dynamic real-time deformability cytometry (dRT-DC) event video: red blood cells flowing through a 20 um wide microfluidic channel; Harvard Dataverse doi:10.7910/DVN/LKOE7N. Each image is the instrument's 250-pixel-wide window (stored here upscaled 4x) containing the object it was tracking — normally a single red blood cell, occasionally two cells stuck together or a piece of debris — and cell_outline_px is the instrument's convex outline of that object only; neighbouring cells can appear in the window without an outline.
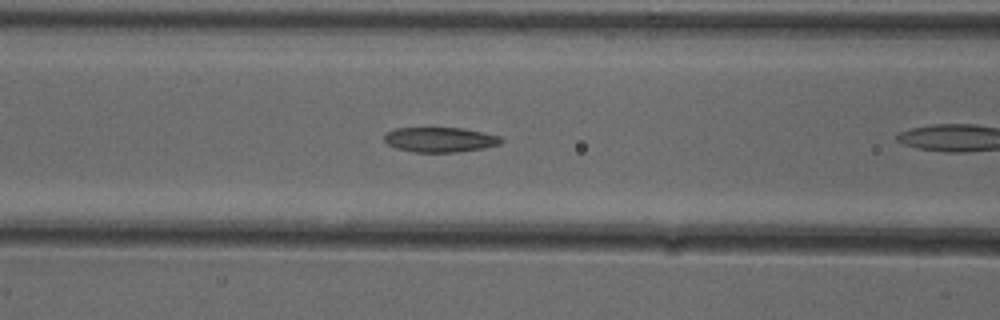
{"species": "common noctule bat (a hibernating species)", "species_latin": "Nyctalus noctula", "temperature_condition": "cold", "stored_images_in_passage": 7, "camera_frame_rate_fps": 3000, "um_per_image_px": 0.085, "animal": {"sex": "female"}, "frame": {"image": 1, "passage_image": 6, "time_ms": 1.667, "image_size_px": [1000, 320], "cell_outline_px": [[504, 140], [500, 144], [484, 148], [456, 152], [412, 152], [396, 148], [388, 144], [384, 140], [384, 136], [388, 132], [396, 128], [464, 128], [500, 136]], "centroid_in_image_um": [37.42, 11.87], "position_along_channel_um": 129.2, "area_um2": 16.94}}